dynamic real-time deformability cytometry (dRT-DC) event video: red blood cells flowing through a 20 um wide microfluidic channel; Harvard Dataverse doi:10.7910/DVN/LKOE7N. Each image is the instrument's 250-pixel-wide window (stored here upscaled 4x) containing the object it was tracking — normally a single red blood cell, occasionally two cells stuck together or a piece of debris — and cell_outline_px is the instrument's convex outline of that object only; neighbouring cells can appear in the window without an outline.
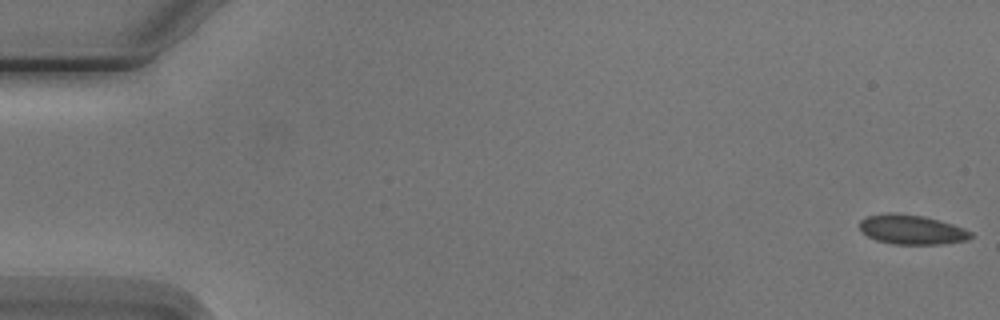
{"species": "Egyptian fruit bat (a non-hibernating species)", "species_latin": "Rousettus aegyptiacus", "temperature_condition": "cold", "stored_images_in_passage": 5, "camera_frame_rate_fps": 3000, "um_per_image_px": 0.085, "animal": {"sex": "male"}, "frame": {"image": 1, "passage_image": 1, "time_ms": 0.0, "image_size_px": [1000, 320], "cell_outline_px": [[972, 236], [968, 240], [940, 244], [892, 244], [876, 240], [868, 236], [860, 228], [860, 220], [868, 216], [892, 212], [924, 216], [952, 224], [964, 228], [972, 232]], "centroid_in_image_um": [77.51, 19.52], "position_along_channel_um": 7.5, "area_um2": 19.02}}